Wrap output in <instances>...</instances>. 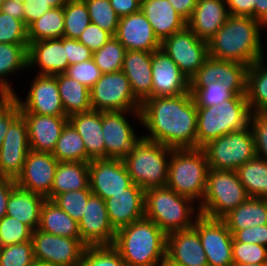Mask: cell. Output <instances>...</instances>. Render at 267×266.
I'll list each match as a JSON object with an SVG mask.
<instances>
[{
  "label": "cell",
  "mask_w": 267,
  "mask_h": 266,
  "mask_svg": "<svg viewBox=\"0 0 267 266\" xmlns=\"http://www.w3.org/2000/svg\"><path fill=\"white\" fill-rule=\"evenodd\" d=\"M142 135L173 149L197 148V107L189 93L150 97L141 104Z\"/></svg>",
  "instance_id": "6da1fadb"
},
{
  "label": "cell",
  "mask_w": 267,
  "mask_h": 266,
  "mask_svg": "<svg viewBox=\"0 0 267 266\" xmlns=\"http://www.w3.org/2000/svg\"><path fill=\"white\" fill-rule=\"evenodd\" d=\"M262 27L266 28L253 17L229 15L224 25L207 42L209 56L252 65L263 58L260 38Z\"/></svg>",
  "instance_id": "7a4b0ae2"
},
{
  "label": "cell",
  "mask_w": 267,
  "mask_h": 266,
  "mask_svg": "<svg viewBox=\"0 0 267 266\" xmlns=\"http://www.w3.org/2000/svg\"><path fill=\"white\" fill-rule=\"evenodd\" d=\"M112 246L126 266H159L166 260L167 234L144 217L118 229Z\"/></svg>",
  "instance_id": "3957f363"
},
{
  "label": "cell",
  "mask_w": 267,
  "mask_h": 266,
  "mask_svg": "<svg viewBox=\"0 0 267 266\" xmlns=\"http://www.w3.org/2000/svg\"><path fill=\"white\" fill-rule=\"evenodd\" d=\"M193 203L191 198L167 186L149 188L145 190V218L155 222L166 234L188 230L193 228L200 215L198 210L194 216Z\"/></svg>",
  "instance_id": "277c9868"
},
{
  "label": "cell",
  "mask_w": 267,
  "mask_h": 266,
  "mask_svg": "<svg viewBox=\"0 0 267 266\" xmlns=\"http://www.w3.org/2000/svg\"><path fill=\"white\" fill-rule=\"evenodd\" d=\"M208 171L209 164L202 148L172 149L166 186L201 203Z\"/></svg>",
  "instance_id": "5b68a950"
},
{
  "label": "cell",
  "mask_w": 267,
  "mask_h": 266,
  "mask_svg": "<svg viewBox=\"0 0 267 266\" xmlns=\"http://www.w3.org/2000/svg\"><path fill=\"white\" fill-rule=\"evenodd\" d=\"M250 116L246 95H235L216 106L197 108V148L249 126Z\"/></svg>",
  "instance_id": "8992f818"
},
{
  "label": "cell",
  "mask_w": 267,
  "mask_h": 266,
  "mask_svg": "<svg viewBox=\"0 0 267 266\" xmlns=\"http://www.w3.org/2000/svg\"><path fill=\"white\" fill-rule=\"evenodd\" d=\"M172 149L141 136L123 159L132 182L144 191L166 186Z\"/></svg>",
  "instance_id": "52a82bcc"
},
{
  "label": "cell",
  "mask_w": 267,
  "mask_h": 266,
  "mask_svg": "<svg viewBox=\"0 0 267 266\" xmlns=\"http://www.w3.org/2000/svg\"><path fill=\"white\" fill-rule=\"evenodd\" d=\"M248 198L236 171L209 169L205 195L197 210L206 217L222 219Z\"/></svg>",
  "instance_id": "ba28073f"
},
{
  "label": "cell",
  "mask_w": 267,
  "mask_h": 266,
  "mask_svg": "<svg viewBox=\"0 0 267 266\" xmlns=\"http://www.w3.org/2000/svg\"><path fill=\"white\" fill-rule=\"evenodd\" d=\"M209 169L236 171L255 158L256 146L250 126L209 141L202 147Z\"/></svg>",
  "instance_id": "9c48e42d"
},
{
  "label": "cell",
  "mask_w": 267,
  "mask_h": 266,
  "mask_svg": "<svg viewBox=\"0 0 267 266\" xmlns=\"http://www.w3.org/2000/svg\"><path fill=\"white\" fill-rule=\"evenodd\" d=\"M90 104L92 110L99 112L141 109V103L133 95L129 80L122 71L101 75L90 89Z\"/></svg>",
  "instance_id": "30bf717a"
},
{
  "label": "cell",
  "mask_w": 267,
  "mask_h": 266,
  "mask_svg": "<svg viewBox=\"0 0 267 266\" xmlns=\"http://www.w3.org/2000/svg\"><path fill=\"white\" fill-rule=\"evenodd\" d=\"M36 262L48 266H79L85 245L79 239L34 230L31 238Z\"/></svg>",
  "instance_id": "8fae6325"
},
{
  "label": "cell",
  "mask_w": 267,
  "mask_h": 266,
  "mask_svg": "<svg viewBox=\"0 0 267 266\" xmlns=\"http://www.w3.org/2000/svg\"><path fill=\"white\" fill-rule=\"evenodd\" d=\"M161 49L178 65L188 79L209 57L207 42L199 39L188 26L166 37L161 42Z\"/></svg>",
  "instance_id": "7c38bea8"
},
{
  "label": "cell",
  "mask_w": 267,
  "mask_h": 266,
  "mask_svg": "<svg viewBox=\"0 0 267 266\" xmlns=\"http://www.w3.org/2000/svg\"><path fill=\"white\" fill-rule=\"evenodd\" d=\"M193 228L198 232L208 266H232L233 236L222 219L200 214Z\"/></svg>",
  "instance_id": "4fadbf2b"
},
{
  "label": "cell",
  "mask_w": 267,
  "mask_h": 266,
  "mask_svg": "<svg viewBox=\"0 0 267 266\" xmlns=\"http://www.w3.org/2000/svg\"><path fill=\"white\" fill-rule=\"evenodd\" d=\"M133 184L122 159L101 158L89 162V187L104 201L125 192Z\"/></svg>",
  "instance_id": "5bb4252c"
},
{
  "label": "cell",
  "mask_w": 267,
  "mask_h": 266,
  "mask_svg": "<svg viewBox=\"0 0 267 266\" xmlns=\"http://www.w3.org/2000/svg\"><path fill=\"white\" fill-rule=\"evenodd\" d=\"M128 112V113H127ZM136 115L141 122L140 111L102 112V133L105 142V158L124 159L140 139L125 115Z\"/></svg>",
  "instance_id": "9a60e30c"
},
{
  "label": "cell",
  "mask_w": 267,
  "mask_h": 266,
  "mask_svg": "<svg viewBox=\"0 0 267 266\" xmlns=\"http://www.w3.org/2000/svg\"><path fill=\"white\" fill-rule=\"evenodd\" d=\"M30 151L28 128L20 114L9 126L0 146V177L16 180Z\"/></svg>",
  "instance_id": "2e32d148"
},
{
  "label": "cell",
  "mask_w": 267,
  "mask_h": 266,
  "mask_svg": "<svg viewBox=\"0 0 267 266\" xmlns=\"http://www.w3.org/2000/svg\"><path fill=\"white\" fill-rule=\"evenodd\" d=\"M59 161L49 152L30 150L16 185L51 200V189Z\"/></svg>",
  "instance_id": "e0dca14e"
},
{
  "label": "cell",
  "mask_w": 267,
  "mask_h": 266,
  "mask_svg": "<svg viewBox=\"0 0 267 266\" xmlns=\"http://www.w3.org/2000/svg\"><path fill=\"white\" fill-rule=\"evenodd\" d=\"M35 78L25 102L16 93L12 95L19 105L20 113L66 116L60 99L57 74L37 75Z\"/></svg>",
  "instance_id": "ac0fdd59"
},
{
  "label": "cell",
  "mask_w": 267,
  "mask_h": 266,
  "mask_svg": "<svg viewBox=\"0 0 267 266\" xmlns=\"http://www.w3.org/2000/svg\"><path fill=\"white\" fill-rule=\"evenodd\" d=\"M78 226L85 246L113 245L116 231L111 226L105 201L99 196H89Z\"/></svg>",
  "instance_id": "d6986e66"
},
{
  "label": "cell",
  "mask_w": 267,
  "mask_h": 266,
  "mask_svg": "<svg viewBox=\"0 0 267 266\" xmlns=\"http://www.w3.org/2000/svg\"><path fill=\"white\" fill-rule=\"evenodd\" d=\"M189 93V79L162 50L152 53V97Z\"/></svg>",
  "instance_id": "ffe728a7"
},
{
  "label": "cell",
  "mask_w": 267,
  "mask_h": 266,
  "mask_svg": "<svg viewBox=\"0 0 267 266\" xmlns=\"http://www.w3.org/2000/svg\"><path fill=\"white\" fill-rule=\"evenodd\" d=\"M115 37L126 50L154 52L161 49V41L141 10L120 18Z\"/></svg>",
  "instance_id": "44dd1931"
},
{
  "label": "cell",
  "mask_w": 267,
  "mask_h": 266,
  "mask_svg": "<svg viewBox=\"0 0 267 266\" xmlns=\"http://www.w3.org/2000/svg\"><path fill=\"white\" fill-rule=\"evenodd\" d=\"M165 261L173 266H208L198 232L191 228L167 234Z\"/></svg>",
  "instance_id": "7402d4cb"
},
{
  "label": "cell",
  "mask_w": 267,
  "mask_h": 266,
  "mask_svg": "<svg viewBox=\"0 0 267 266\" xmlns=\"http://www.w3.org/2000/svg\"><path fill=\"white\" fill-rule=\"evenodd\" d=\"M111 226L115 231L145 217V191L136 184L105 200Z\"/></svg>",
  "instance_id": "603a6c76"
},
{
  "label": "cell",
  "mask_w": 267,
  "mask_h": 266,
  "mask_svg": "<svg viewBox=\"0 0 267 266\" xmlns=\"http://www.w3.org/2000/svg\"><path fill=\"white\" fill-rule=\"evenodd\" d=\"M27 123L30 150L52 153L63 127L68 122L67 116L20 113Z\"/></svg>",
  "instance_id": "cb8c5ba5"
},
{
  "label": "cell",
  "mask_w": 267,
  "mask_h": 266,
  "mask_svg": "<svg viewBox=\"0 0 267 266\" xmlns=\"http://www.w3.org/2000/svg\"><path fill=\"white\" fill-rule=\"evenodd\" d=\"M152 53L127 50L123 60L121 71L126 75L133 95L141 104L152 97Z\"/></svg>",
  "instance_id": "d4e9b609"
},
{
  "label": "cell",
  "mask_w": 267,
  "mask_h": 266,
  "mask_svg": "<svg viewBox=\"0 0 267 266\" xmlns=\"http://www.w3.org/2000/svg\"><path fill=\"white\" fill-rule=\"evenodd\" d=\"M63 37L30 42L28 45V68L38 66V75L64 73L69 66Z\"/></svg>",
  "instance_id": "484cf974"
},
{
  "label": "cell",
  "mask_w": 267,
  "mask_h": 266,
  "mask_svg": "<svg viewBox=\"0 0 267 266\" xmlns=\"http://www.w3.org/2000/svg\"><path fill=\"white\" fill-rule=\"evenodd\" d=\"M226 0H198L187 26L206 42L224 25L229 16Z\"/></svg>",
  "instance_id": "4316f807"
},
{
  "label": "cell",
  "mask_w": 267,
  "mask_h": 266,
  "mask_svg": "<svg viewBox=\"0 0 267 266\" xmlns=\"http://www.w3.org/2000/svg\"><path fill=\"white\" fill-rule=\"evenodd\" d=\"M140 10L161 42L187 26V21L168 0H145L141 2Z\"/></svg>",
  "instance_id": "83f0119b"
},
{
  "label": "cell",
  "mask_w": 267,
  "mask_h": 266,
  "mask_svg": "<svg viewBox=\"0 0 267 266\" xmlns=\"http://www.w3.org/2000/svg\"><path fill=\"white\" fill-rule=\"evenodd\" d=\"M81 136L87 156L92 159L105 158V142L102 133V112L90 110L68 117Z\"/></svg>",
  "instance_id": "f1b7e54d"
},
{
  "label": "cell",
  "mask_w": 267,
  "mask_h": 266,
  "mask_svg": "<svg viewBox=\"0 0 267 266\" xmlns=\"http://www.w3.org/2000/svg\"><path fill=\"white\" fill-rule=\"evenodd\" d=\"M45 200L44 196L24 190L16 185L11 190L6 215L23 222L34 231L38 229L41 207Z\"/></svg>",
  "instance_id": "f546056e"
},
{
  "label": "cell",
  "mask_w": 267,
  "mask_h": 266,
  "mask_svg": "<svg viewBox=\"0 0 267 266\" xmlns=\"http://www.w3.org/2000/svg\"><path fill=\"white\" fill-rule=\"evenodd\" d=\"M222 220L233 234L253 226L267 224V201L265 198L249 197Z\"/></svg>",
  "instance_id": "4dcf8cb0"
},
{
  "label": "cell",
  "mask_w": 267,
  "mask_h": 266,
  "mask_svg": "<svg viewBox=\"0 0 267 266\" xmlns=\"http://www.w3.org/2000/svg\"><path fill=\"white\" fill-rule=\"evenodd\" d=\"M90 189L89 162H59L51 189V200L58 194Z\"/></svg>",
  "instance_id": "1f68e13d"
},
{
  "label": "cell",
  "mask_w": 267,
  "mask_h": 266,
  "mask_svg": "<svg viewBox=\"0 0 267 266\" xmlns=\"http://www.w3.org/2000/svg\"><path fill=\"white\" fill-rule=\"evenodd\" d=\"M38 230L81 241L78 222L49 199L42 204Z\"/></svg>",
  "instance_id": "d6a6232c"
},
{
  "label": "cell",
  "mask_w": 267,
  "mask_h": 266,
  "mask_svg": "<svg viewBox=\"0 0 267 266\" xmlns=\"http://www.w3.org/2000/svg\"><path fill=\"white\" fill-rule=\"evenodd\" d=\"M61 103L67 117L92 110L90 89L64 73L57 74Z\"/></svg>",
  "instance_id": "836d02e7"
},
{
  "label": "cell",
  "mask_w": 267,
  "mask_h": 266,
  "mask_svg": "<svg viewBox=\"0 0 267 266\" xmlns=\"http://www.w3.org/2000/svg\"><path fill=\"white\" fill-rule=\"evenodd\" d=\"M22 68H28V45L0 43V96L15 93L4 77Z\"/></svg>",
  "instance_id": "e575fe53"
},
{
  "label": "cell",
  "mask_w": 267,
  "mask_h": 266,
  "mask_svg": "<svg viewBox=\"0 0 267 266\" xmlns=\"http://www.w3.org/2000/svg\"><path fill=\"white\" fill-rule=\"evenodd\" d=\"M256 60L247 71L246 99L251 113L267 112V66Z\"/></svg>",
  "instance_id": "d590c367"
},
{
  "label": "cell",
  "mask_w": 267,
  "mask_h": 266,
  "mask_svg": "<svg viewBox=\"0 0 267 266\" xmlns=\"http://www.w3.org/2000/svg\"><path fill=\"white\" fill-rule=\"evenodd\" d=\"M236 173L249 197H267V162L255 157L240 166Z\"/></svg>",
  "instance_id": "8d00e7d4"
},
{
  "label": "cell",
  "mask_w": 267,
  "mask_h": 266,
  "mask_svg": "<svg viewBox=\"0 0 267 266\" xmlns=\"http://www.w3.org/2000/svg\"><path fill=\"white\" fill-rule=\"evenodd\" d=\"M51 154L59 162L91 161L86 154V148L81 136L69 121L63 127L60 138L57 140L55 148Z\"/></svg>",
  "instance_id": "74e56055"
},
{
  "label": "cell",
  "mask_w": 267,
  "mask_h": 266,
  "mask_svg": "<svg viewBox=\"0 0 267 266\" xmlns=\"http://www.w3.org/2000/svg\"><path fill=\"white\" fill-rule=\"evenodd\" d=\"M27 29L29 43L62 38L64 31V7L51 8Z\"/></svg>",
  "instance_id": "f35d334b"
},
{
  "label": "cell",
  "mask_w": 267,
  "mask_h": 266,
  "mask_svg": "<svg viewBox=\"0 0 267 266\" xmlns=\"http://www.w3.org/2000/svg\"><path fill=\"white\" fill-rule=\"evenodd\" d=\"M90 23V15L85 1L69 0L64 6L63 37L78 39Z\"/></svg>",
  "instance_id": "ab89813d"
},
{
  "label": "cell",
  "mask_w": 267,
  "mask_h": 266,
  "mask_svg": "<svg viewBox=\"0 0 267 266\" xmlns=\"http://www.w3.org/2000/svg\"><path fill=\"white\" fill-rule=\"evenodd\" d=\"M248 68L245 64L217 59V80L235 95H246Z\"/></svg>",
  "instance_id": "60d3db41"
},
{
  "label": "cell",
  "mask_w": 267,
  "mask_h": 266,
  "mask_svg": "<svg viewBox=\"0 0 267 266\" xmlns=\"http://www.w3.org/2000/svg\"><path fill=\"white\" fill-rule=\"evenodd\" d=\"M126 51L117 38L112 36L99 50L93 52L92 59L102 74L119 72L122 70Z\"/></svg>",
  "instance_id": "b9f144b4"
},
{
  "label": "cell",
  "mask_w": 267,
  "mask_h": 266,
  "mask_svg": "<svg viewBox=\"0 0 267 266\" xmlns=\"http://www.w3.org/2000/svg\"><path fill=\"white\" fill-rule=\"evenodd\" d=\"M89 11L91 23L98 25L112 36L116 35L120 17L114 11L110 0H84Z\"/></svg>",
  "instance_id": "7bdbcfd3"
},
{
  "label": "cell",
  "mask_w": 267,
  "mask_h": 266,
  "mask_svg": "<svg viewBox=\"0 0 267 266\" xmlns=\"http://www.w3.org/2000/svg\"><path fill=\"white\" fill-rule=\"evenodd\" d=\"M189 92L197 108H207L213 105L221 104L223 101L231 99L235 94L223 83L217 80L215 83H209L202 88H189Z\"/></svg>",
  "instance_id": "ee69618b"
},
{
  "label": "cell",
  "mask_w": 267,
  "mask_h": 266,
  "mask_svg": "<svg viewBox=\"0 0 267 266\" xmlns=\"http://www.w3.org/2000/svg\"><path fill=\"white\" fill-rule=\"evenodd\" d=\"M79 266H126L112 245L86 246Z\"/></svg>",
  "instance_id": "f6af8a7d"
},
{
  "label": "cell",
  "mask_w": 267,
  "mask_h": 266,
  "mask_svg": "<svg viewBox=\"0 0 267 266\" xmlns=\"http://www.w3.org/2000/svg\"><path fill=\"white\" fill-rule=\"evenodd\" d=\"M33 230L23 222L5 215L0 219V246L31 241Z\"/></svg>",
  "instance_id": "bcb514c9"
},
{
  "label": "cell",
  "mask_w": 267,
  "mask_h": 266,
  "mask_svg": "<svg viewBox=\"0 0 267 266\" xmlns=\"http://www.w3.org/2000/svg\"><path fill=\"white\" fill-rule=\"evenodd\" d=\"M91 194L90 189L68 191L58 194L52 201L74 220L79 222L83 217L85 205Z\"/></svg>",
  "instance_id": "7dc6e473"
},
{
  "label": "cell",
  "mask_w": 267,
  "mask_h": 266,
  "mask_svg": "<svg viewBox=\"0 0 267 266\" xmlns=\"http://www.w3.org/2000/svg\"><path fill=\"white\" fill-rule=\"evenodd\" d=\"M0 43L29 45L24 21L0 11Z\"/></svg>",
  "instance_id": "c3c4849f"
},
{
  "label": "cell",
  "mask_w": 267,
  "mask_h": 266,
  "mask_svg": "<svg viewBox=\"0 0 267 266\" xmlns=\"http://www.w3.org/2000/svg\"><path fill=\"white\" fill-rule=\"evenodd\" d=\"M34 262L32 241L1 247L0 266H29Z\"/></svg>",
  "instance_id": "681fc988"
},
{
  "label": "cell",
  "mask_w": 267,
  "mask_h": 266,
  "mask_svg": "<svg viewBox=\"0 0 267 266\" xmlns=\"http://www.w3.org/2000/svg\"><path fill=\"white\" fill-rule=\"evenodd\" d=\"M232 258L236 264L267 263V247L255 243H241L233 239Z\"/></svg>",
  "instance_id": "f907efd6"
},
{
  "label": "cell",
  "mask_w": 267,
  "mask_h": 266,
  "mask_svg": "<svg viewBox=\"0 0 267 266\" xmlns=\"http://www.w3.org/2000/svg\"><path fill=\"white\" fill-rule=\"evenodd\" d=\"M64 74L83 84L88 89H91L102 75L100 68L93 59L68 66Z\"/></svg>",
  "instance_id": "816d5d0a"
},
{
  "label": "cell",
  "mask_w": 267,
  "mask_h": 266,
  "mask_svg": "<svg viewBox=\"0 0 267 266\" xmlns=\"http://www.w3.org/2000/svg\"><path fill=\"white\" fill-rule=\"evenodd\" d=\"M249 126L254 136L257 157L267 162V112L251 113Z\"/></svg>",
  "instance_id": "f5cc1de1"
},
{
  "label": "cell",
  "mask_w": 267,
  "mask_h": 266,
  "mask_svg": "<svg viewBox=\"0 0 267 266\" xmlns=\"http://www.w3.org/2000/svg\"><path fill=\"white\" fill-rule=\"evenodd\" d=\"M20 115V108L12 95L0 96V146L10 124Z\"/></svg>",
  "instance_id": "db71d44e"
},
{
  "label": "cell",
  "mask_w": 267,
  "mask_h": 266,
  "mask_svg": "<svg viewBox=\"0 0 267 266\" xmlns=\"http://www.w3.org/2000/svg\"><path fill=\"white\" fill-rule=\"evenodd\" d=\"M112 35L106 30L101 29L98 25L90 23L77 39L83 43L92 52L99 50Z\"/></svg>",
  "instance_id": "11a10c76"
},
{
  "label": "cell",
  "mask_w": 267,
  "mask_h": 266,
  "mask_svg": "<svg viewBox=\"0 0 267 266\" xmlns=\"http://www.w3.org/2000/svg\"><path fill=\"white\" fill-rule=\"evenodd\" d=\"M217 82V59L208 57L199 70L189 79V88H202Z\"/></svg>",
  "instance_id": "9f6ffc18"
},
{
  "label": "cell",
  "mask_w": 267,
  "mask_h": 266,
  "mask_svg": "<svg viewBox=\"0 0 267 266\" xmlns=\"http://www.w3.org/2000/svg\"><path fill=\"white\" fill-rule=\"evenodd\" d=\"M233 239L241 243H255L267 247V224L235 231Z\"/></svg>",
  "instance_id": "6f0895ef"
},
{
  "label": "cell",
  "mask_w": 267,
  "mask_h": 266,
  "mask_svg": "<svg viewBox=\"0 0 267 266\" xmlns=\"http://www.w3.org/2000/svg\"><path fill=\"white\" fill-rule=\"evenodd\" d=\"M63 45L66 47L69 66L92 59L93 52L77 39L63 37Z\"/></svg>",
  "instance_id": "680465c9"
},
{
  "label": "cell",
  "mask_w": 267,
  "mask_h": 266,
  "mask_svg": "<svg viewBox=\"0 0 267 266\" xmlns=\"http://www.w3.org/2000/svg\"><path fill=\"white\" fill-rule=\"evenodd\" d=\"M23 5L24 23L27 28L52 8L45 0H26Z\"/></svg>",
  "instance_id": "91938a15"
},
{
  "label": "cell",
  "mask_w": 267,
  "mask_h": 266,
  "mask_svg": "<svg viewBox=\"0 0 267 266\" xmlns=\"http://www.w3.org/2000/svg\"><path fill=\"white\" fill-rule=\"evenodd\" d=\"M255 0H226L229 15L250 16L255 19Z\"/></svg>",
  "instance_id": "94428289"
},
{
  "label": "cell",
  "mask_w": 267,
  "mask_h": 266,
  "mask_svg": "<svg viewBox=\"0 0 267 266\" xmlns=\"http://www.w3.org/2000/svg\"><path fill=\"white\" fill-rule=\"evenodd\" d=\"M110 3L120 18L140 11L141 7L138 0H110Z\"/></svg>",
  "instance_id": "6125c7cd"
},
{
  "label": "cell",
  "mask_w": 267,
  "mask_h": 266,
  "mask_svg": "<svg viewBox=\"0 0 267 266\" xmlns=\"http://www.w3.org/2000/svg\"><path fill=\"white\" fill-rule=\"evenodd\" d=\"M16 180L0 177V219L6 215L7 203Z\"/></svg>",
  "instance_id": "be15d7a7"
},
{
  "label": "cell",
  "mask_w": 267,
  "mask_h": 266,
  "mask_svg": "<svg viewBox=\"0 0 267 266\" xmlns=\"http://www.w3.org/2000/svg\"><path fill=\"white\" fill-rule=\"evenodd\" d=\"M174 9L188 21L194 12L198 0H168Z\"/></svg>",
  "instance_id": "e7e4bbea"
},
{
  "label": "cell",
  "mask_w": 267,
  "mask_h": 266,
  "mask_svg": "<svg viewBox=\"0 0 267 266\" xmlns=\"http://www.w3.org/2000/svg\"><path fill=\"white\" fill-rule=\"evenodd\" d=\"M0 11L24 21V5L22 3L13 0H6L0 6Z\"/></svg>",
  "instance_id": "03108f58"
},
{
  "label": "cell",
  "mask_w": 267,
  "mask_h": 266,
  "mask_svg": "<svg viewBox=\"0 0 267 266\" xmlns=\"http://www.w3.org/2000/svg\"><path fill=\"white\" fill-rule=\"evenodd\" d=\"M255 20L267 26V0H255Z\"/></svg>",
  "instance_id": "003e7915"
},
{
  "label": "cell",
  "mask_w": 267,
  "mask_h": 266,
  "mask_svg": "<svg viewBox=\"0 0 267 266\" xmlns=\"http://www.w3.org/2000/svg\"><path fill=\"white\" fill-rule=\"evenodd\" d=\"M52 8L64 7L69 0H45Z\"/></svg>",
  "instance_id": "a7ac6f4b"
},
{
  "label": "cell",
  "mask_w": 267,
  "mask_h": 266,
  "mask_svg": "<svg viewBox=\"0 0 267 266\" xmlns=\"http://www.w3.org/2000/svg\"><path fill=\"white\" fill-rule=\"evenodd\" d=\"M232 266H267V263H258V264H255V263H250V264H236V263H233Z\"/></svg>",
  "instance_id": "89a4df30"
},
{
  "label": "cell",
  "mask_w": 267,
  "mask_h": 266,
  "mask_svg": "<svg viewBox=\"0 0 267 266\" xmlns=\"http://www.w3.org/2000/svg\"><path fill=\"white\" fill-rule=\"evenodd\" d=\"M29 266H48V265H45V264H43V263H40V262H34V263H32L31 265H29Z\"/></svg>",
  "instance_id": "2644e50d"
},
{
  "label": "cell",
  "mask_w": 267,
  "mask_h": 266,
  "mask_svg": "<svg viewBox=\"0 0 267 266\" xmlns=\"http://www.w3.org/2000/svg\"><path fill=\"white\" fill-rule=\"evenodd\" d=\"M159 266H173L170 263H168L167 261H164L162 264H160Z\"/></svg>",
  "instance_id": "8c879c8a"
},
{
  "label": "cell",
  "mask_w": 267,
  "mask_h": 266,
  "mask_svg": "<svg viewBox=\"0 0 267 266\" xmlns=\"http://www.w3.org/2000/svg\"><path fill=\"white\" fill-rule=\"evenodd\" d=\"M13 1H16V2H19V3H24L26 0H13Z\"/></svg>",
  "instance_id": "753ad0ef"
},
{
  "label": "cell",
  "mask_w": 267,
  "mask_h": 266,
  "mask_svg": "<svg viewBox=\"0 0 267 266\" xmlns=\"http://www.w3.org/2000/svg\"><path fill=\"white\" fill-rule=\"evenodd\" d=\"M6 0H0V6L5 2Z\"/></svg>",
  "instance_id": "34e18365"
}]
</instances>
